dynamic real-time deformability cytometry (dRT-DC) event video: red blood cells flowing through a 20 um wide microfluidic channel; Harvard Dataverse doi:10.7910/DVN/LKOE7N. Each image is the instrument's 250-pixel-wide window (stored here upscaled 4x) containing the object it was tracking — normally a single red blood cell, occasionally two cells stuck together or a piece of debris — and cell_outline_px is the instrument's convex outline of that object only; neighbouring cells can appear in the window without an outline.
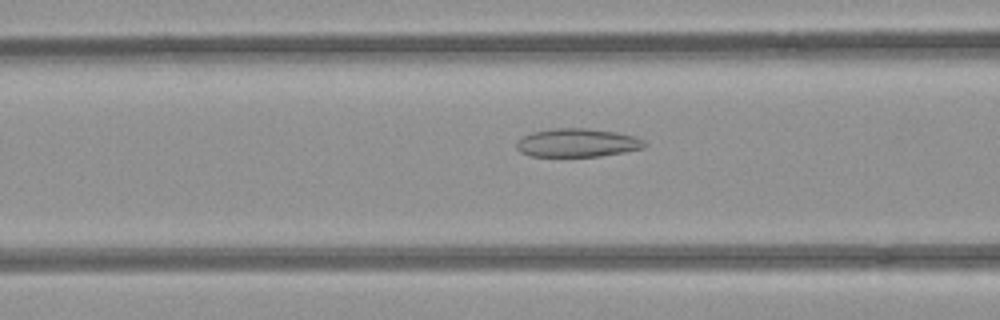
{"species": "common noctule bat (a hibernating species)", "species_latin": "Nyctalus noctula", "temperature_condition": "room temperature", "stored_images_in_passage": 53, "camera_frame_rate_fps": 3000, "um_per_image_px": 0.085, "animal": {"sex": "female", "body_mass_g": 21.9}, "frame": {"image": 1, "passage_image": 21, "time_ms": 6.667, "image_size_px": [1000, 320], "cell_outline_px": [[648, 144], [644, 148], [624, 152], [600, 156], [532, 156], [520, 152], [516, 148], [516, 144], [524, 136], [532, 132], [552, 128], [588, 128], [616, 132], [636, 136], [644, 140]], "centroid_in_image_um": [49.11, 12.13], "position_along_channel_um": 117.5, "area_um2": 21.27}}
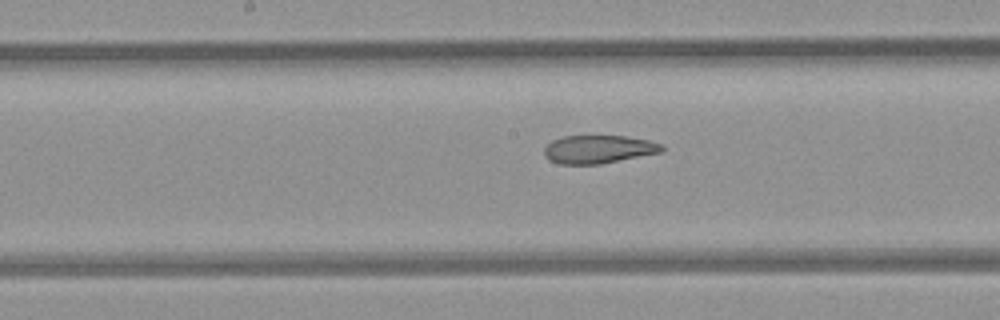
{"frame": {"image": 2, "passage_image": 27, "time_ms": 8.667, "image_size_px": [1000, 320], "cell_outline_px": [[664, 152], [600, 164], [560, 164], [548, 160], [544, 156], [544, 148], [552, 140], [564, 136], [624, 136], [648, 140], [664, 144]], "centroid_in_image_um": [50.89, 12.69], "position_along_channel_um": 197.3, "area_um2": 19.48}}
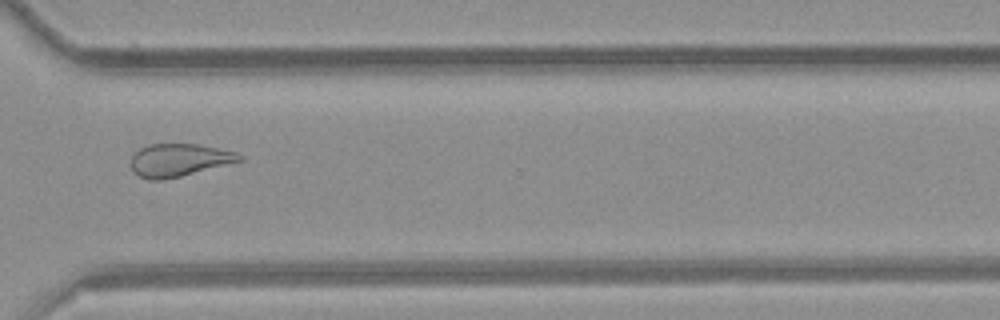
{"frame": {"image": 3, "passage_image": 39, "time_ms": 12.667, "image_size_px": [1000, 320], "cell_outline_px": [[244, 160], [180, 176], [160, 180], [148, 180], [132, 172], [132, 156], [140, 148], [148, 144], [200, 144], [236, 152], [244, 156]], "centroid_in_image_um": [15.23, 13.6], "position_along_channel_um": 355.4, "area_um2": 20.63}, "authors_computed_cell_mechanics": {"area_um2": 23.7558, "velocity_mm_per_s": 3.9609, "shape_relaxation_time_tau1_ms": null, "shape_relaxation_time_tau2_ms": 3.6994, "deformation_change_tau1": null, "deformation_change_tau2": 0.1179}}